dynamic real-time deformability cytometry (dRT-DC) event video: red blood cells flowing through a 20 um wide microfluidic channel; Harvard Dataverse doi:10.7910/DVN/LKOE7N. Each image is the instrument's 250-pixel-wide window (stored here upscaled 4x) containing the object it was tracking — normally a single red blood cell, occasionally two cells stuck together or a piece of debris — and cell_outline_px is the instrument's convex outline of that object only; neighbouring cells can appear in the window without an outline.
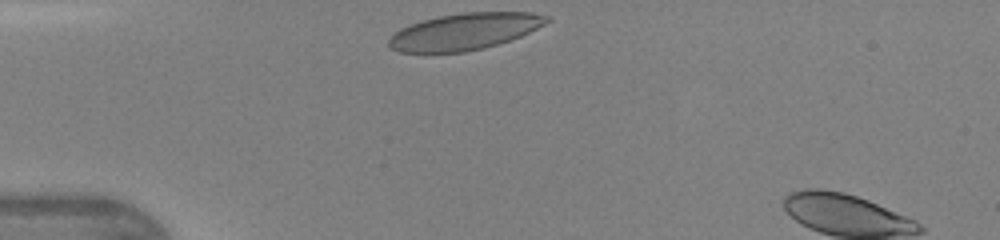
{"species": "human", "species_latin": "Homo sapiens", "temperature_condition": "warm", "stored_images_in_passage": 4, "camera_frame_rate_fps": 3000, "um_per_image_px": 0.085, "donor": {"sex": "female"}, "frame": {"image": 1, "passage_image": 1, "time_ms": 0.0, "image_size_px": [1000, 240], "cell_outline_px": [[552, 20], [520, 36], [484, 48], [464, 52], [400, 52], [392, 48], [388, 44], [388, 40], [400, 28], [420, 20], [440, 16], [464, 12], [532, 12], [552, 16]], "centroid_in_image_um": [39.51, 2.66], "position_along_channel_um": 45.5, "area_um2": 33.52}}